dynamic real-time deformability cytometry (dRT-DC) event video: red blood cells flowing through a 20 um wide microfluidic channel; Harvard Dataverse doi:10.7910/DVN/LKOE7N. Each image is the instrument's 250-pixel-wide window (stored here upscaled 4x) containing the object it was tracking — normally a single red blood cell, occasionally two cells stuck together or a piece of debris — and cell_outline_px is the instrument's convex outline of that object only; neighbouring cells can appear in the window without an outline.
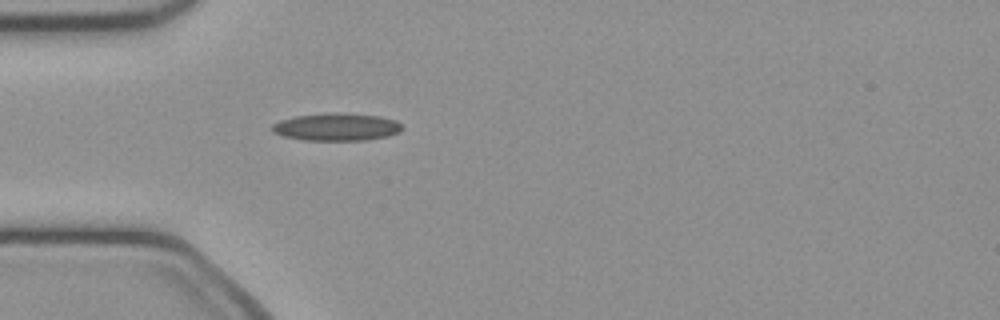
{"species": "common noctule bat (a hibernating species)", "species_latin": "Nyctalus noctula", "temperature_condition": "cold", "stored_images_in_passage": 36, "camera_frame_rate_fps": 3000, "um_per_image_px": 0.085, "animal": {"sex": "female", "body_mass_g": 21.9}, "frame": {"image": 1, "passage_image": 1, "time_ms": 0.0, "image_size_px": [1000, 320], "cell_outline_px": [[400, 128], [396, 132], [384, 136], [356, 140], [312, 140], [288, 136], [276, 132], [272, 128], [276, 124], [284, 120], [300, 116], [372, 116], [392, 120], [400, 124]], "centroid_in_image_um": [28.61, 10.84], "position_along_channel_um": 56.4, "area_um2": 18.32}}
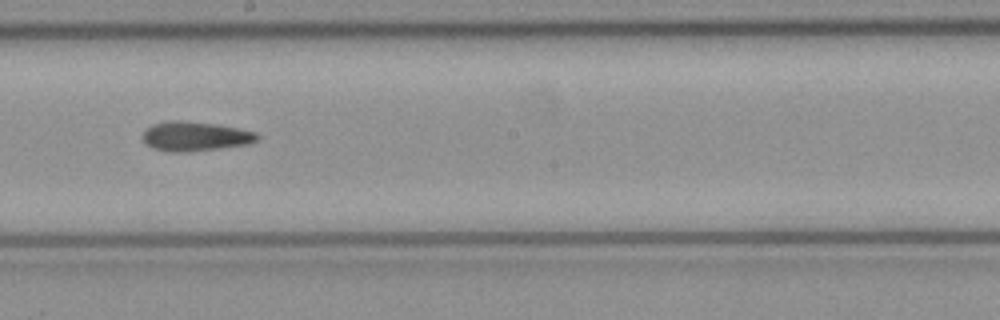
{"frame": {"image": 2, "passage_image": 14, "time_ms": 4.333, "image_size_px": [1000, 320], "cell_outline_px": [[256, 140], [240, 144], [208, 148], [156, 148], [148, 144], [144, 140], [144, 132], [148, 128], [156, 124], [204, 124], [232, 128], [252, 132], [256, 136]], "centroid_in_image_um": [16.58, 11.58], "position_along_channel_um": 231.6, "area_um2": 16.13}}
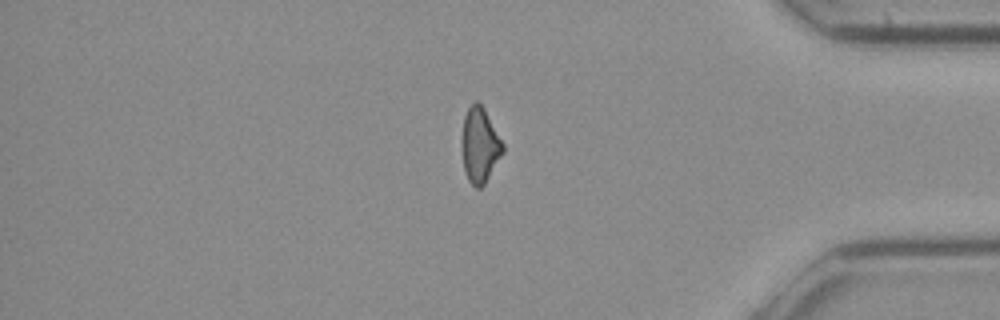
{"frame": {"image": 3, "passage_image": 28, "time_ms": 9.0, "image_size_px": [1000, 320], "cell_outline_px": [[504, 148], [484, 184], [480, 188], [476, 188], [468, 180], [464, 168], [464, 120], [468, 108], [476, 100], [480, 104], [504, 144]], "centroid_in_image_um": [40.8, 12.36], "position_along_channel_um": 394.4, "area_um2": 16.7}}